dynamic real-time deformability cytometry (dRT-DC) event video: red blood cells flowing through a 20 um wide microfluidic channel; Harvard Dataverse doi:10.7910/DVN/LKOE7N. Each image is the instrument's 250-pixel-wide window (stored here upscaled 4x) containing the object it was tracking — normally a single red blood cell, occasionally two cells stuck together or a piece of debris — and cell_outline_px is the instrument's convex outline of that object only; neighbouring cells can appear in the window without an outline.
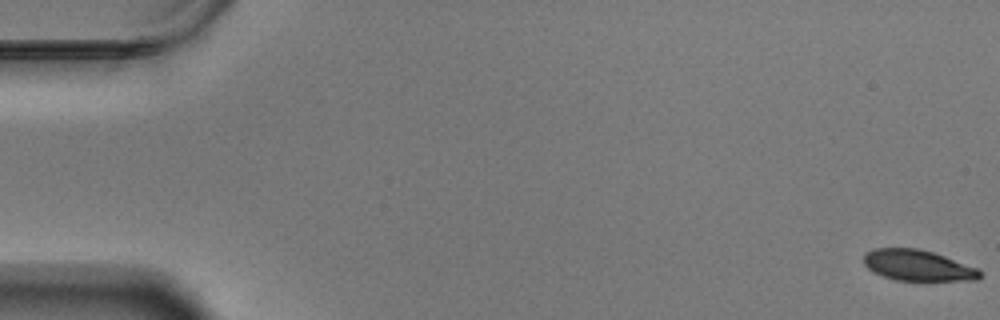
{"species": "Egyptian fruit bat (a non-hibernating species)", "species_latin": "Rousettus aegyptiacus", "temperature_condition": "warm", "stored_images_in_passage": 60, "camera_frame_rate_fps": 3000, "um_per_image_px": 0.085, "animal": {"sex": "male"}, "frame": {"image": 1, "passage_image": 1, "time_ms": 0.0, "image_size_px": [1000, 320], "cell_outline_px": [[984, 272], [976, 280], [896, 280], [872, 272], [864, 264], [864, 252], [876, 248], [916, 248], [932, 252], [944, 256], [976, 268]], "centroid_in_image_um": [77.98, 22.55], "position_along_channel_um": 7.0, "area_um2": 20.69}}
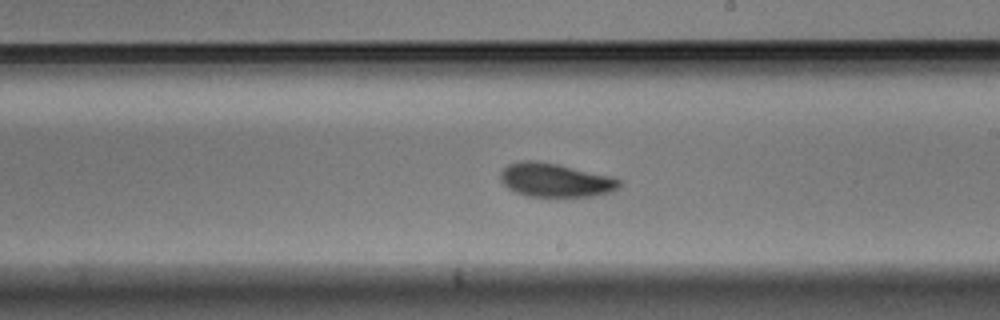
{"frame": {"image": 2, "passage_image": 35, "time_ms": 11.333, "image_size_px": [1000, 320], "cell_outline_px": [[620, 188], [612, 192], [596, 196], [528, 196], [516, 192], [508, 188], [500, 180], [500, 172], [508, 164], [520, 160], [536, 160], [560, 164], [612, 176], [620, 180]], "centroid_in_image_um": [47.22, 15.29], "position_along_channel_um": 241.8, "area_um2": 23.64}}
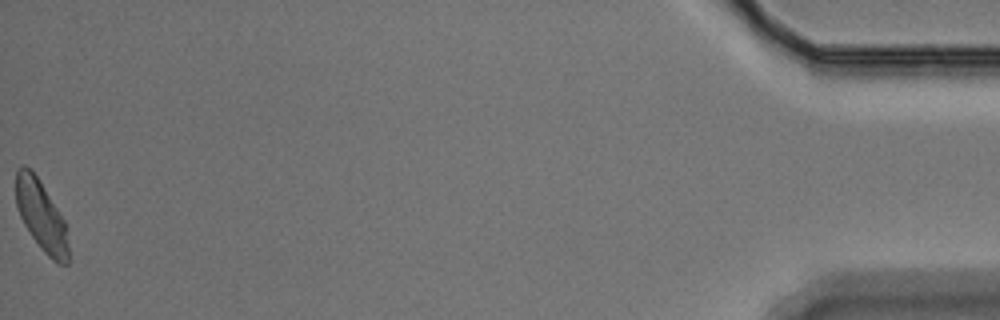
{"frame": {"image": 3, "passage_image": 60, "time_ms": 19.667, "image_size_px": [1000, 320], "cell_outline_px": [[68, 264], [60, 264], [52, 260], [44, 252], [32, 236], [24, 224], [16, 208], [16, 172], [24, 164], [32, 168], [64, 220], [68, 244]], "centroid_in_image_um": [3.49, 18.32], "position_along_channel_um": 431.7, "area_um2": 21.27}, "authors_computed_cell_mechanics": {"area_um2": 22.8599, "velocity_mm_per_s": 3.434, "shape_relaxation_time_tau1_ms": 2.696, "shape_relaxation_time_tau2_ms": 2.9606, "deformation_change_tau1": 0.1132, "deformation_change_tau2": 0.0667}}